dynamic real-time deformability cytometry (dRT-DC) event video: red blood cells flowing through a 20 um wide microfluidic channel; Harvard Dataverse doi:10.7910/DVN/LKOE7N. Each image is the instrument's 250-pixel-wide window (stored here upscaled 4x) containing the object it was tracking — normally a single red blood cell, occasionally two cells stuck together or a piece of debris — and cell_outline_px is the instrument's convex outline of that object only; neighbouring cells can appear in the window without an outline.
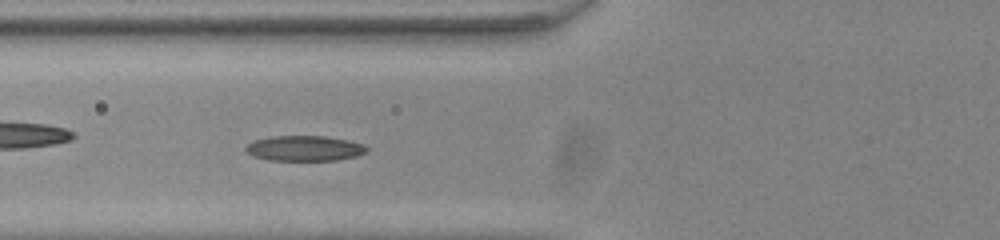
{"species": "common noctule bat (a hibernating species)", "species_latin": "Nyctalus noctula", "temperature_condition": "room temperature", "stored_images_in_passage": 41, "camera_frame_rate_fps": 3000, "um_per_image_px": 0.085, "animal": {"sex": "male", "body_mass_g": 20.0, "forearm_length_mm": 53.3}, "frame": {"image": 1, "passage_image": 9, "time_ms": 2.667, "image_size_px": [1000, 240], "cell_outline_px": [[368, 152], [356, 156], [336, 160], [268, 160], [252, 156], [244, 148], [248, 144], [256, 140], [272, 136], [324, 136], [348, 140], [360, 144], [368, 148]], "centroid_in_image_um": [25.88, 12.61], "position_along_channel_um": 99.9, "area_um2": 17.69}}
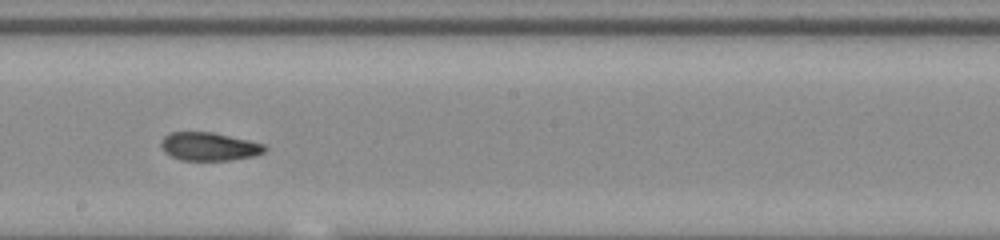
{"frame": {"image": 2, "passage_image": 19, "time_ms": 6.0, "image_size_px": [1000, 240], "cell_outline_px": [[268, 148], [264, 152], [252, 156], [228, 160], [180, 160], [164, 152], [160, 148], [160, 140], [164, 136], [172, 132], [212, 132], [248, 140], [264, 144]], "centroid_in_image_um": [17.73, 12.45], "position_along_channel_um": 230.5, "area_um2": 17.05}}
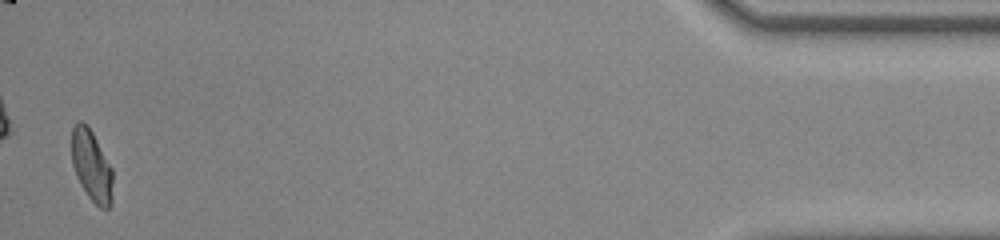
{"frame": {"image": 3, "passage_image": 40, "time_ms": 13.0, "image_size_px": [1000, 240], "cell_outline_px": [[112, 204], [108, 208], [100, 208], [88, 196], [80, 184], [76, 176], [72, 164], [72, 128], [76, 120], [80, 120], [88, 124], [112, 168]], "centroid_in_image_um": [7.77, 14.06], "position_along_channel_um": 427.4, "area_um2": 17.17}, "authors_computed_cell_mechanics": {"area_um2": 17.2822, "velocity_mm_per_s": 3.916, "shape_relaxation_time_tau1_ms": 6.0904, "shape_relaxation_time_tau2_ms": 2.1936, "deformation_change_tau1": 0.1688, "deformation_change_tau2": 0.0727}}